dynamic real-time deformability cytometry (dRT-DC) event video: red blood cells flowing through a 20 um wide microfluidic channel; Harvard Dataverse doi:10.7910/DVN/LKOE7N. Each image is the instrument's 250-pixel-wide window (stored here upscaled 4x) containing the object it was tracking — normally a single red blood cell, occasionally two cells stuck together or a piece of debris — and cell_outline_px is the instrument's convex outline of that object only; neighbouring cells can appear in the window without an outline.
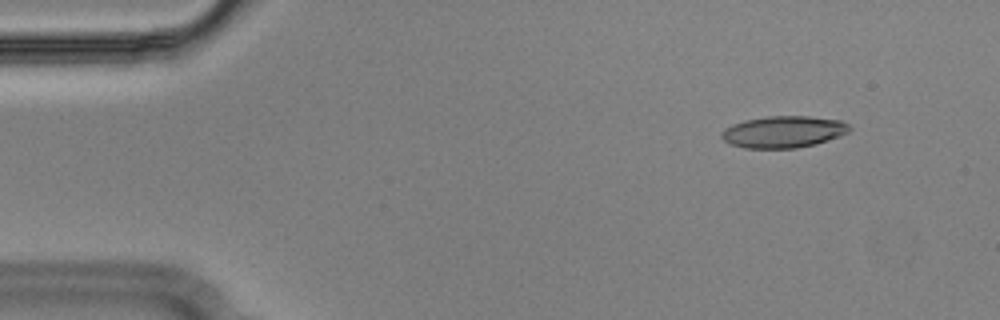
{"species": "Egyptian fruit bat (a non-hibernating species)", "species_latin": "Rousettus aegyptiacus", "temperature_condition": "cold", "stored_images_in_passage": 55, "camera_frame_rate_fps": 3000, "um_per_image_px": 0.085, "animal": {"sex": "male"}, "frame": {"image": 1, "passage_image": 6, "time_ms": 1.667, "image_size_px": [1000, 320], "cell_outline_px": [[852, 128], [848, 132], [840, 136], [816, 144], [796, 148], [744, 148], [732, 144], [724, 140], [720, 136], [720, 132], [724, 128], [732, 124], [744, 120], [768, 116], [808, 116], [840, 120], [848, 124]], "centroid_in_image_um": [66.59, 11.2], "position_along_channel_um": 18.4, "area_um2": 23.76}}
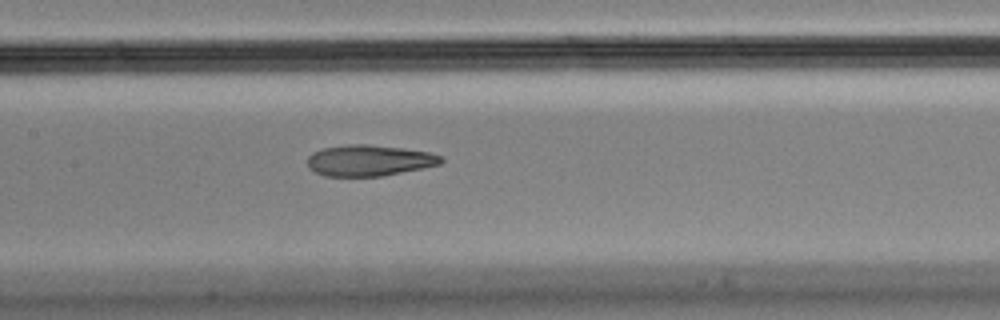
{"frame": {"image": 2, "passage_image": 26, "time_ms": 8.333, "image_size_px": [1000, 320], "cell_outline_px": [[444, 160], [440, 164], [424, 168], [384, 176], [324, 176], [308, 168], [308, 156], [312, 152], [324, 148], [348, 144], [368, 144], [400, 148], [428, 152], [444, 156]], "centroid_in_image_um": [31.39, 13.64], "position_along_channel_um": 176.0, "area_um2": 24.28}}
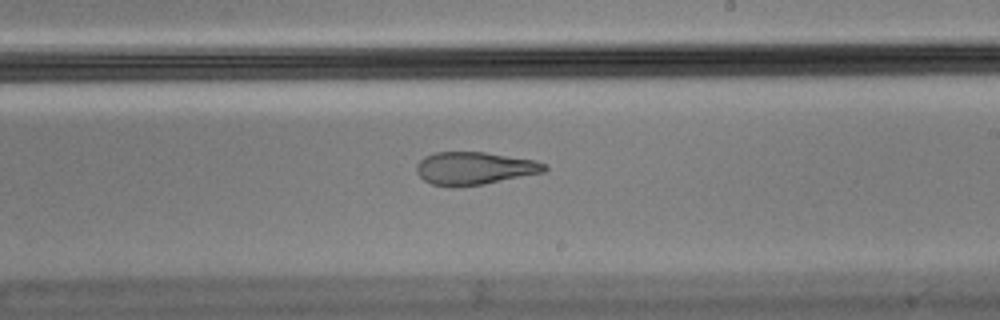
{"frame": {"image": 3, "passage_image": 32, "time_ms": 10.333, "image_size_px": [1000, 320], "cell_outline_px": [[548, 168], [544, 172], [484, 184], [452, 188], [432, 184], [424, 180], [416, 172], [416, 164], [424, 156], [436, 152], [484, 152], [536, 160], [548, 164]], "centroid_in_image_um": [40.32, 14.31], "position_along_channel_um": 248.7, "area_um2": 24.68}, "authors_computed_cell_mechanics": {"area_um2": 24.9696, "velocity_mm_per_s": 3.6492, "shape_relaxation_time_tau1_ms": null, "shape_relaxation_time_tau2_ms": 2.5479, "deformation_change_tau1": null, "deformation_change_tau2": 0.1165}}